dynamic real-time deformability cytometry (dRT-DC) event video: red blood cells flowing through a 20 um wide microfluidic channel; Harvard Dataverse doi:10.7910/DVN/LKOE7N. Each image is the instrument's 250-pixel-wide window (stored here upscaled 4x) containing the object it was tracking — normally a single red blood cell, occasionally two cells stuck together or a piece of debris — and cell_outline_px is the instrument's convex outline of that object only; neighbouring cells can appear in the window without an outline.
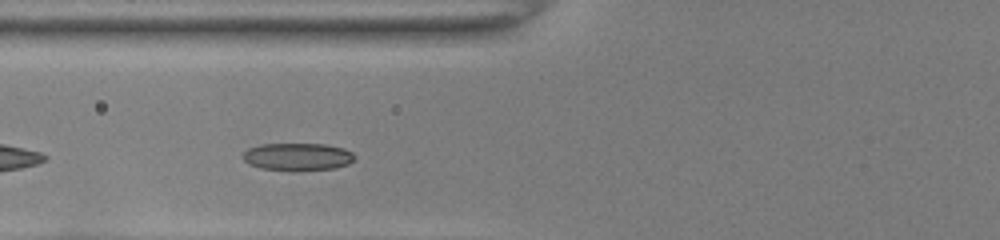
{"species": "common noctule bat (a hibernating species)", "species_latin": "Nyctalus noctula", "temperature_condition": "room temperature", "stored_images_in_passage": 35, "camera_frame_rate_fps": 3000, "um_per_image_px": 0.085, "animal": {"sex": "female", "body_mass_g": 22.0, "forearm_length_mm": 56.7}, "frame": {"image": 1, "passage_image": 5, "time_ms": 1.333, "image_size_px": [1000, 240], "cell_outline_px": [[356, 156], [348, 164], [336, 168], [296, 172], [260, 168], [248, 164], [240, 156], [248, 148], [260, 144], [324, 144], [344, 148], [352, 152]], "centroid_in_image_um": [25.27, 13.34], "position_along_channel_um": 100.5, "area_um2": 18.38}}
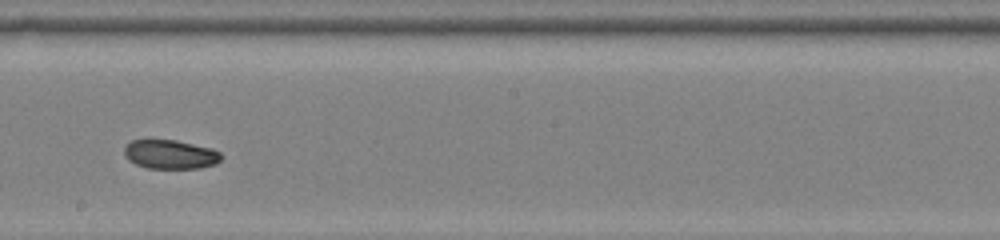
{"frame": {"image": 2, "passage_image": 15, "time_ms": 4.667, "image_size_px": [1000, 240], "cell_outline_px": [[220, 160], [216, 164], [200, 168], [148, 168], [136, 164], [128, 160], [124, 156], [124, 148], [132, 140], [176, 140], [212, 148], [220, 152]], "centroid_in_image_um": [14.47, 13.12], "position_along_channel_um": 233.7, "area_um2": 16.36}}
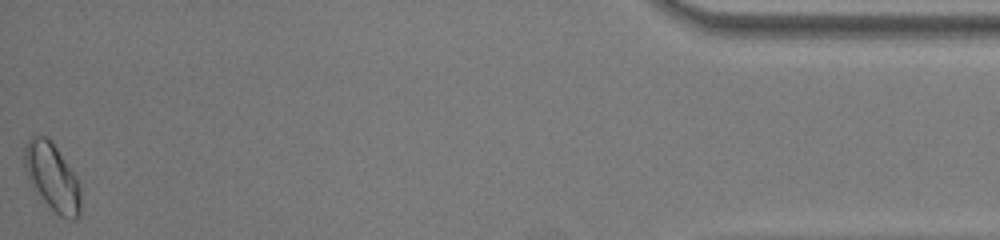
{"frame": {"image": 3, "passage_image": 35, "time_ms": 11.333, "image_size_px": [1000, 240], "cell_outline_px": [[80, 216], [72, 220], [68, 220], [60, 216], [32, 188], [24, 168], [24, 148], [28, 140], [32, 136], [48, 136], [76, 176], [80, 188]], "centroid_in_image_um": [4.43, 15.05], "position_along_channel_um": 430.8, "area_um2": 22.02}, "authors_computed_cell_mechanics": {"area_um2": 17.1666, "velocity_mm_per_s": 4.0036, "shape_relaxation_time_tau1_ms": 9.3259, "shape_relaxation_time_tau2_ms": 3.0999, "deformation_change_tau1": 0.1911, "deformation_change_tau2": 0.0569}}